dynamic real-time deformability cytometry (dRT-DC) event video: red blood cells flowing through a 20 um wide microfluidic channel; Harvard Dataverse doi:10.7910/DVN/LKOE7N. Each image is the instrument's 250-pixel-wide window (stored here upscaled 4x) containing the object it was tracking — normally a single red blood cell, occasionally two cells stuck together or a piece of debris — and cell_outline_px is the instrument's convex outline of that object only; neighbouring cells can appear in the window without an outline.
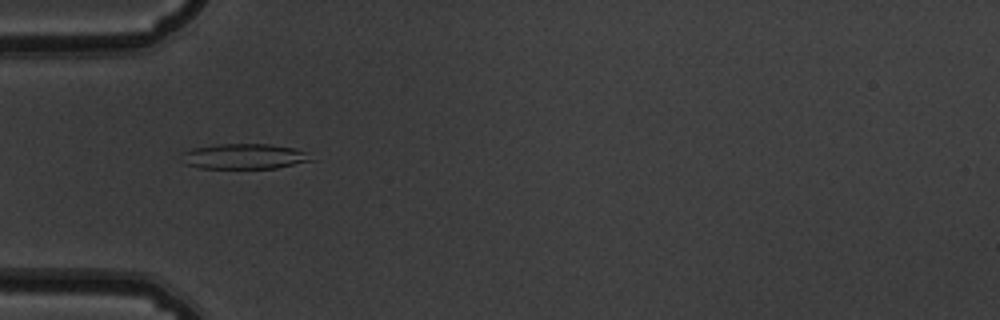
{"species": "common noctule bat (a hibernating species)", "species_latin": "Nyctalus noctula", "temperature_condition": "warm", "stored_images_in_passage": 43, "camera_frame_rate_fps": 3000, "um_per_image_px": 0.085, "animal": {"sex": "male", "body_mass_g": 19.5, "forearm_length_mm": 54.6}, "frame": {"image": 1, "passage_image": 7, "time_ms": 2.0, "image_size_px": [1000, 320], "cell_outline_px": [[316, 160], [276, 168], [200, 168], [184, 164], [180, 152], [192, 148], [216, 144], [268, 144], [292, 148], [308, 152]], "centroid_in_image_um": [20.75, 13.29], "position_along_channel_um": 64.3, "area_um2": 19.31}}
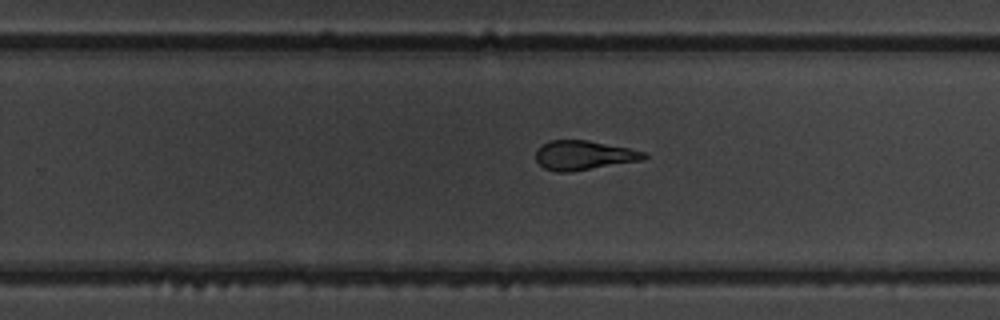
{"frame": {"image": 2, "passage_image": 24, "time_ms": 7.667, "image_size_px": [1000, 320], "cell_outline_px": [[648, 156], [644, 160], [572, 172], [556, 172], [544, 168], [536, 160], [536, 148], [540, 144], [552, 140], [588, 140], [648, 152]], "centroid_in_image_um": [49.63, 13.2], "position_along_channel_um": 280.2, "area_um2": 18.79}}
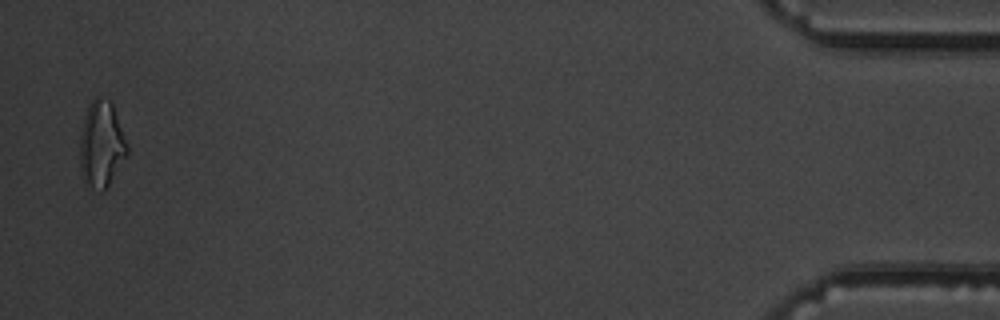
{"frame": {"image": 3, "passage_image": 42, "time_ms": 13.667, "image_size_px": [1000, 320], "cell_outline_px": [[128, 152], [104, 192], [100, 192], [84, 184], [80, 168], [80, 132], [84, 116], [88, 104], [96, 96], [108, 100], [112, 104], [128, 144]], "centroid_in_image_um": [8.59, 12.29], "position_along_channel_um": 426.6, "area_um2": 23.87}, "authors_computed_cell_mechanics": {"area_um2": 19.4786, "velocity_mm_per_s": 3.8543, "shape_relaxation_time_tau1_ms": 6.2323, "shape_relaxation_time_tau2_ms": 2.3332, "deformation_change_tau1": 0.1985, "deformation_change_tau2": 0.0986}}